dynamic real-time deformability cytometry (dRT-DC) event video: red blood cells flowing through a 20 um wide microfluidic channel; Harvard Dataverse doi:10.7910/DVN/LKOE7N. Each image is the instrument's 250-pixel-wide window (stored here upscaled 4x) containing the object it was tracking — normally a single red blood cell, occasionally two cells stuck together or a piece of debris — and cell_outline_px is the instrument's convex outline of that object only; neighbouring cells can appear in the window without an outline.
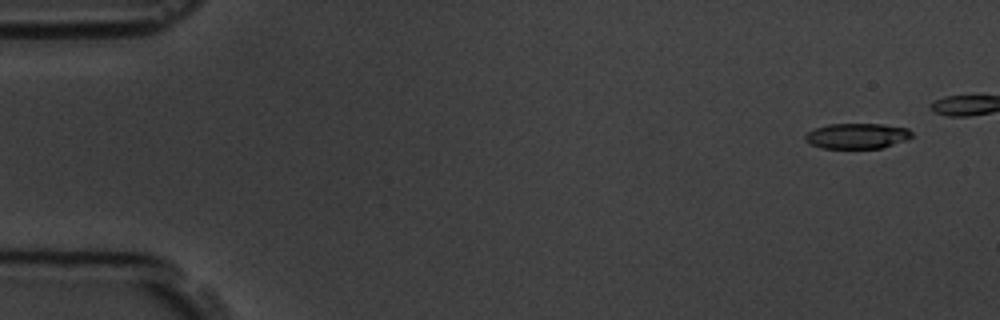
{"species": "common noctule bat (a hibernating species)", "species_latin": "Nyctalus noctula", "temperature_condition": "room temperature", "stored_images_in_passage": 5, "camera_frame_rate_fps": 3000, "um_per_image_px": 0.085, "animal": {"sex": "male", "body_mass_g": 19.5, "forearm_length_mm": 54.6}, "frame": {"image": 1, "passage_image": 1, "time_ms": 0.0, "image_size_px": [1000, 320], "cell_outline_px": [[912, 136], [904, 140], [880, 148], [820, 148], [804, 140], [804, 136], [808, 132], [816, 128], [828, 124], [884, 124], [908, 128], [912, 132]], "centroid_in_image_um": [72.83, 11.55], "position_along_channel_um": 12.2, "area_um2": 15.66}}
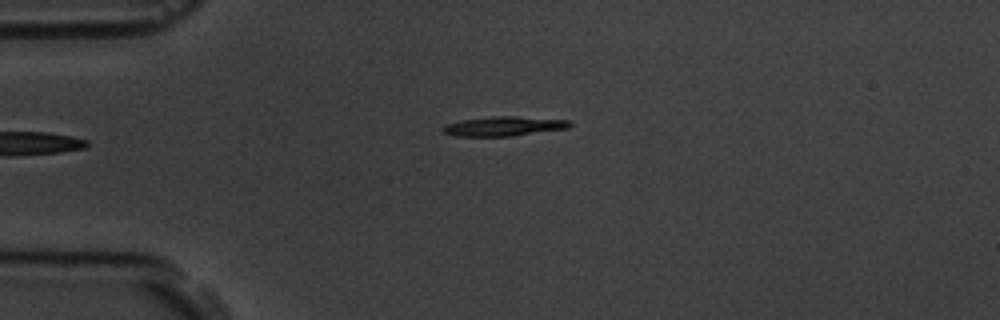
{"frame": {"image": 2, "passage_image": 5, "time_ms": 5.333, "image_size_px": [1000, 320], "cell_outline_px": [[572, 124], [568, 128], [512, 136], [456, 136], [440, 132], [440, 128], [444, 124], [464, 120], [492, 116], [516, 116], [572, 120]], "centroid_in_image_um": [42.8, 10.73], "position_along_channel_um": 42.2, "area_um2": 14.57}}